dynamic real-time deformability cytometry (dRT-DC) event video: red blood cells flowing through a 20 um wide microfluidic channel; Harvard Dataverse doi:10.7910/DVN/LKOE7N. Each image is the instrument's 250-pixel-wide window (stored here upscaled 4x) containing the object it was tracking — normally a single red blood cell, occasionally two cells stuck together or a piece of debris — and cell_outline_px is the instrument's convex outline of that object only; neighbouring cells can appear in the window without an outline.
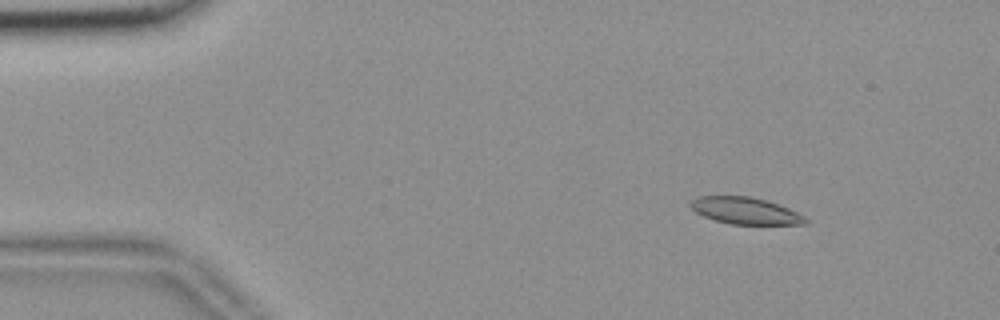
{"species": "common noctule bat (a hibernating species)", "species_latin": "Nyctalus noctula", "temperature_condition": "room temperature", "stored_images_in_passage": 50, "camera_frame_rate_fps": 3000, "um_per_image_px": 0.085, "animal": {"sex": "female", "body_mass_g": 18.4}, "frame": {"image": 1, "passage_image": 1, "time_ms": 0.0, "image_size_px": [1000, 320], "cell_outline_px": [[808, 224], [732, 224], [716, 220], [704, 216], [696, 212], [688, 204], [696, 196], [748, 196], [780, 204], [804, 216], [808, 220]], "centroid_in_image_um": [63.35, 17.91], "position_along_channel_um": 21.6, "area_um2": 17.8}}
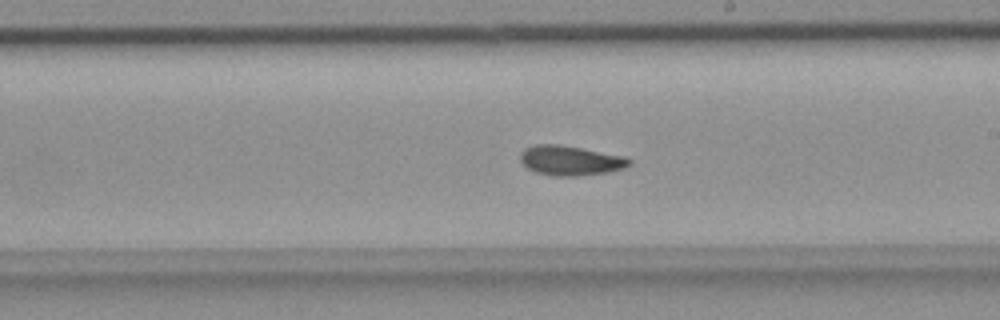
{"frame": {"image": 2, "passage_image": 26, "time_ms": 8.333, "image_size_px": [1000, 320], "cell_outline_px": [[632, 164], [624, 168], [608, 172], [580, 176], [552, 176], [536, 172], [528, 168], [520, 160], [520, 152], [524, 148], [536, 144], [560, 144], [628, 156], [632, 160]], "centroid_in_image_um": [48.52, 13.64], "position_along_channel_um": 240.5, "area_um2": 19.25}}
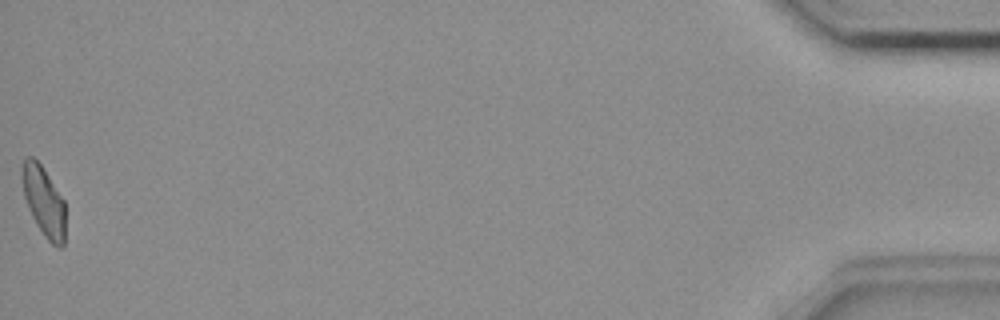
{"frame": {"image": 3, "passage_image": 50, "time_ms": 16.333, "image_size_px": [1000, 320], "cell_outline_px": [[64, 244], [60, 248], [56, 248], [44, 236], [36, 224], [28, 208], [24, 196], [20, 176], [20, 168], [24, 160], [28, 156], [32, 156], [40, 164], [64, 200]], "centroid_in_image_um": [3.69, 17.11], "position_along_channel_um": 431.5, "area_um2": 17.63}, "authors_computed_cell_mechanics": {"area_um2": 18.207, "velocity_mm_per_s": 3.6229, "shape_relaxation_time_tau1_ms": null, "shape_relaxation_time_tau2_ms": 3.1702, "deformation_change_tau1": null, "deformation_change_tau2": 0.0887}}